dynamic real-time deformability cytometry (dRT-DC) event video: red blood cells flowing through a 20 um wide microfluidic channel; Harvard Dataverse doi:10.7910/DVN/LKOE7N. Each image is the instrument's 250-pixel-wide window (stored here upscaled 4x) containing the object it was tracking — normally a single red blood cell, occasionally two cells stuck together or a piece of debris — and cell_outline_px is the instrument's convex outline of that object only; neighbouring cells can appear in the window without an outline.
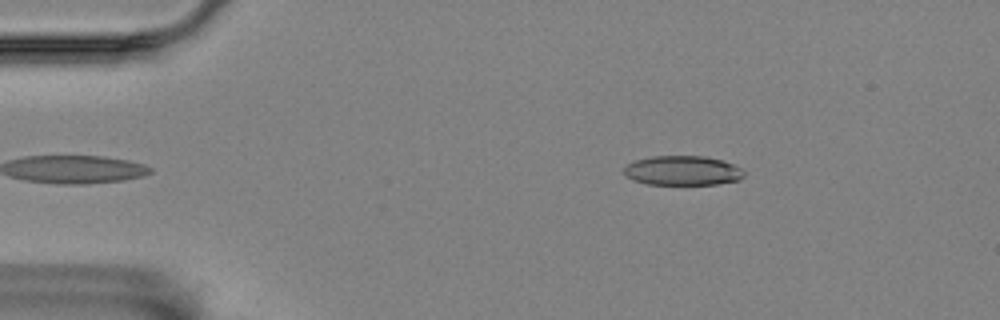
{"species": "Egyptian fruit bat (a non-hibernating species)", "species_latin": "Rousettus aegyptiacus", "temperature_condition": "room temperature", "stored_images_in_passage": 40, "camera_frame_rate_fps": 3000, "um_per_image_px": 0.085, "animal": {"sex": "female"}, "frame": {"image": 1, "passage_image": 1, "time_ms": 0.0, "image_size_px": [1000, 320], "cell_outline_px": [[744, 176], [740, 180], [716, 184], [648, 184], [632, 180], [624, 172], [624, 168], [628, 164], [636, 160], [652, 156], [704, 156], [720, 160], [744, 168]], "centroid_in_image_um": [58.05, 14.5], "position_along_channel_um": 26.9, "area_um2": 20.58}}
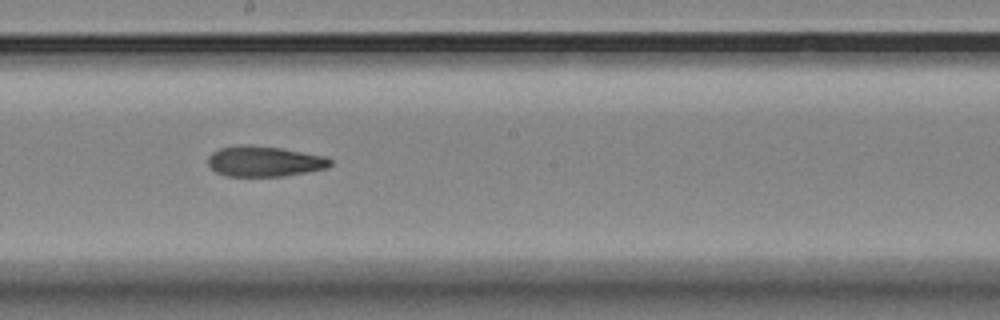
{"frame": {"image": 2, "passage_image": 23, "time_ms": 7.333, "image_size_px": [1000, 320], "cell_outline_px": [[332, 164], [328, 168], [284, 176], [228, 176], [216, 172], [208, 164], [208, 156], [212, 152], [220, 148], [236, 144], [248, 144], [280, 148], [328, 156], [332, 160]], "centroid_in_image_um": [22.49, 13.7], "position_along_channel_um": 225.7, "area_um2": 21.96}}
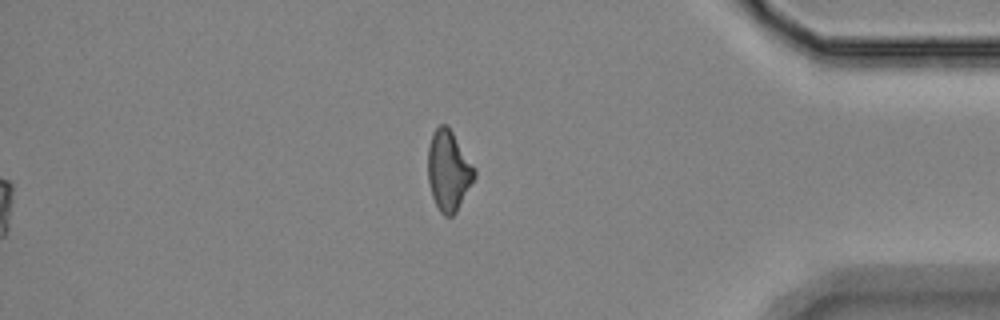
{"frame": {"image": 3, "passage_image": 40, "time_ms": 13.0, "image_size_px": [1000, 320], "cell_outline_px": [[476, 176], [456, 212], [452, 216], [444, 216], [440, 212], [432, 196], [428, 180], [428, 144], [432, 132], [440, 124], [448, 124], [476, 168]], "centroid_in_image_um": [38.13, 14.46], "position_along_channel_um": 397.1, "area_um2": 22.02}, "authors_computed_cell_mechanics": {"area_um2": 22.253, "velocity_mm_per_s": 3.5339, "shape_relaxation_time_tau1_ms": 9.9373, "shape_relaxation_time_tau2_ms": 4.5966, "deformation_change_tau1": 0.1964, "deformation_change_tau2": 0.1273}}